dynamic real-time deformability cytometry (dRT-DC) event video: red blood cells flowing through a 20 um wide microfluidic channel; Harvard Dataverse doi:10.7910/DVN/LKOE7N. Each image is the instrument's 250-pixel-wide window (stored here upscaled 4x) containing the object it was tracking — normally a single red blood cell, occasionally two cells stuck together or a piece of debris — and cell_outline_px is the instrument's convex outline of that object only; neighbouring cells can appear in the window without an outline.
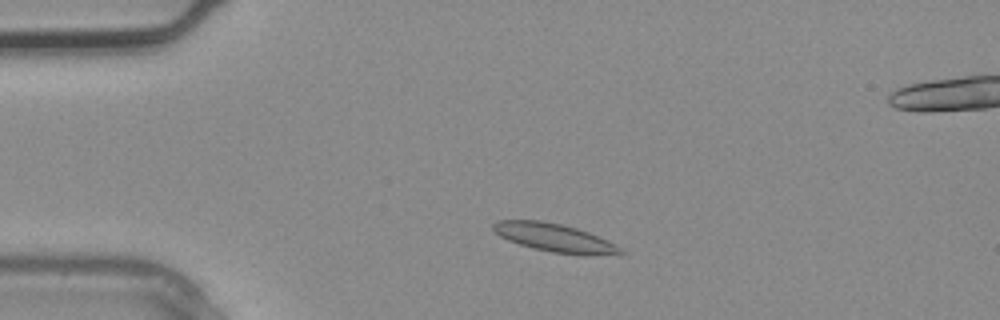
{"species": "common noctule bat (a hibernating species)", "species_latin": "Nyctalus noctula", "temperature_condition": "warm", "stored_images_in_passage": 3, "camera_frame_rate_fps": 3000, "um_per_image_px": 0.085, "animal": {"sex": "male", "body_mass_g": 20.4}, "frame": {"image": 1, "passage_image": 2, "time_ms": 0.333, "image_size_px": [1000, 320], "cell_outline_px": [[624, 256], [580, 256], [552, 252], [520, 244], [508, 240], [500, 236], [492, 228], [492, 224], [496, 220], [540, 220], [560, 224], [576, 228], [588, 232], [608, 240], [624, 248]], "centroid_in_image_um": [47.27, 20.24], "position_along_channel_um": 37.7, "area_um2": 21.44}}